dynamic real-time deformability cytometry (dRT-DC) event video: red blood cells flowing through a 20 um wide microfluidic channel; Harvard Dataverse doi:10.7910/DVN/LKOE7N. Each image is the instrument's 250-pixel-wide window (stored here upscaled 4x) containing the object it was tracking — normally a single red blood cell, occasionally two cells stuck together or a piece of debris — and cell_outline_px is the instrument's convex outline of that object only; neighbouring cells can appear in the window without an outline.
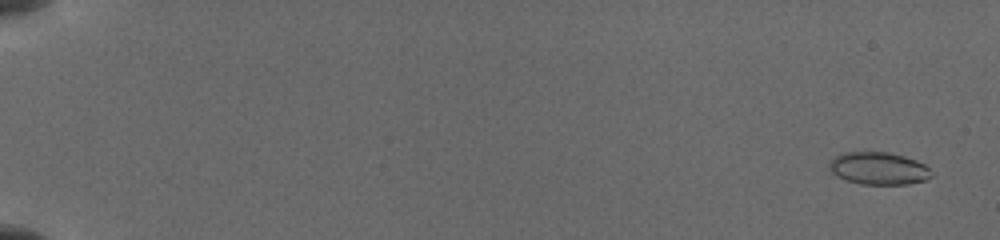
{"species": "common noctule bat (a hibernating species)", "species_latin": "Nyctalus noctula", "temperature_condition": "cold", "stored_images_in_passage": 10, "camera_frame_rate_fps": 3000, "um_per_image_px": 0.085, "animal": {"sex": "female", "body_mass_g": 19.5, "forearm_length_mm": 54.1}, "frame": {"image": 1, "passage_image": 2, "time_ms": 0.667, "image_size_px": [1000, 240], "cell_outline_px": [[932, 176], [928, 180], [908, 184], [860, 184], [844, 180], [836, 176], [828, 168], [828, 164], [840, 152], [888, 152], [904, 156], [916, 160], [924, 164], [928, 168]], "centroid_in_image_um": [74.66, 14.32], "position_along_channel_um": 10.3, "area_um2": 19.48}}
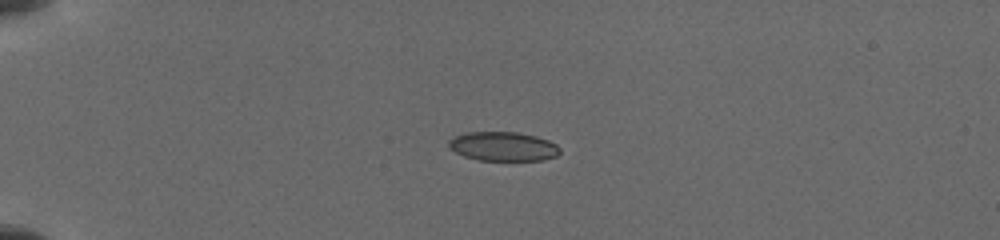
{"frame": {"image": 2, "passage_image": 7, "time_ms": 5.0, "image_size_px": [1000, 240], "cell_outline_px": [[560, 152], [556, 156], [544, 160], [480, 160], [464, 156], [448, 148], [448, 140], [456, 136], [468, 132], [516, 132], [536, 136], [548, 140], [556, 144], [560, 148]], "centroid_in_image_um": [42.77, 12.44], "position_along_channel_um": 42.2, "area_um2": 18.84}}
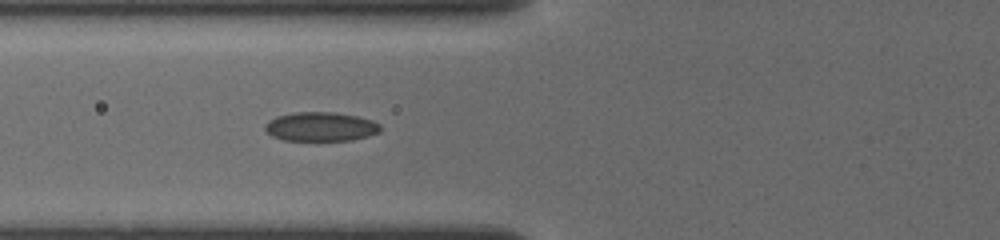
{"frame": {"image": 3, "passage_image": 10, "time_ms": 7.667, "image_size_px": [1000, 240], "cell_outline_px": [[380, 132], [368, 136], [352, 140], [284, 140], [272, 136], [264, 128], [264, 124], [268, 120], [276, 116], [292, 112], [336, 112], [356, 116], [372, 120], [380, 124]], "centroid_in_image_um": [27.24, 10.76], "position_along_channel_um": 98.6, "area_um2": 19.65}}